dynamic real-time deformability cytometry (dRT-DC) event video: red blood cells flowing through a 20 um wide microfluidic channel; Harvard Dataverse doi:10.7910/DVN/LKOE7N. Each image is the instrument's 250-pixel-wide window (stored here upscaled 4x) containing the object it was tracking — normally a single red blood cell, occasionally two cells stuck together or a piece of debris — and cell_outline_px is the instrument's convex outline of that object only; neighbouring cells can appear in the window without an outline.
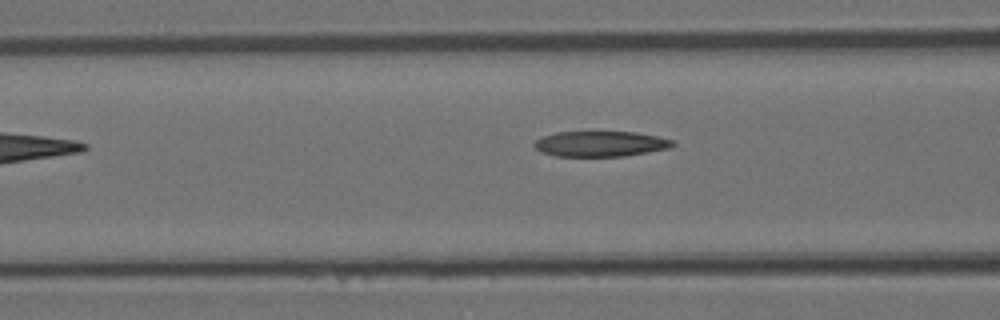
{"species": "Egyptian fruit bat (a non-hibernating species)", "species_latin": "Rousettus aegyptiacus", "temperature_condition": "room temperature", "stored_images_in_passage": 13, "camera_frame_rate_fps": 3000, "um_per_image_px": 0.085, "animal": {"sex": "female"}, "frame": {"image": 1, "passage_image": 4, "time_ms": 1.0, "image_size_px": [1000, 320], "cell_outline_px": [[676, 144], [668, 148], [648, 152], [624, 156], [556, 156], [540, 152], [532, 144], [536, 140], [544, 136], [556, 132], [636, 132], [656, 136], [672, 140]], "centroid_in_image_um": [51.02, 12.23], "position_along_channel_um": 115.6, "area_um2": 20.4}}
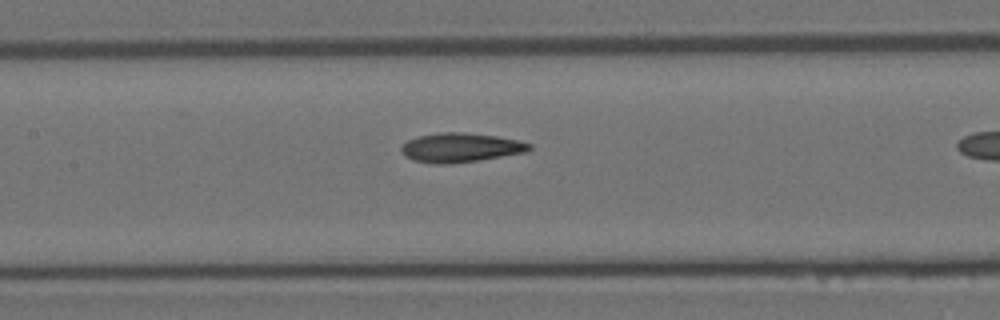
{"frame": {"image": 2, "passage_image": 8, "time_ms": 2.333, "image_size_px": [1000, 320], "cell_outline_px": [[532, 148], [528, 152], [476, 160], [444, 164], [436, 164], [412, 160], [404, 156], [400, 148], [408, 140], [420, 136], [440, 132], [464, 132], [496, 136], [520, 140], [532, 144]], "centroid_in_image_um": [39.17, 12.54], "position_along_channel_um": 168.2, "area_um2": 21.73}}
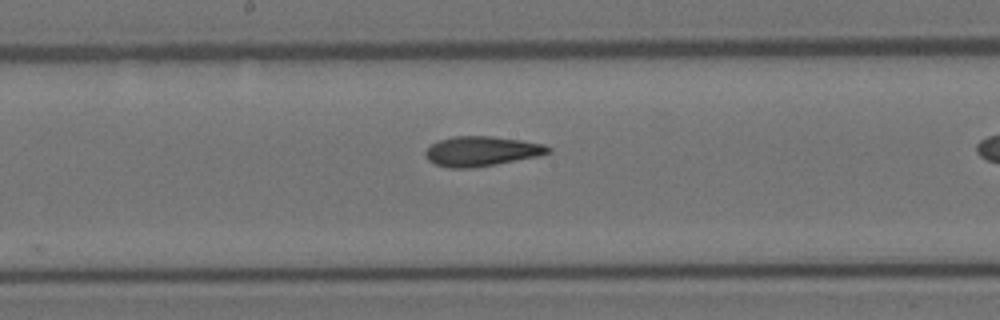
{"frame": {"image": 3, "passage_image": 11, "time_ms": 3.333, "image_size_px": [1000, 320], "cell_outline_px": [[552, 152], [540, 156], [496, 164], [472, 168], [448, 168], [436, 164], [428, 160], [424, 156], [424, 152], [432, 144], [440, 140], [452, 136], [492, 136], [520, 140], [544, 144], [552, 148]], "centroid_in_image_um": [40.95, 12.86], "position_along_channel_um": 207.3, "area_um2": 21.44}}